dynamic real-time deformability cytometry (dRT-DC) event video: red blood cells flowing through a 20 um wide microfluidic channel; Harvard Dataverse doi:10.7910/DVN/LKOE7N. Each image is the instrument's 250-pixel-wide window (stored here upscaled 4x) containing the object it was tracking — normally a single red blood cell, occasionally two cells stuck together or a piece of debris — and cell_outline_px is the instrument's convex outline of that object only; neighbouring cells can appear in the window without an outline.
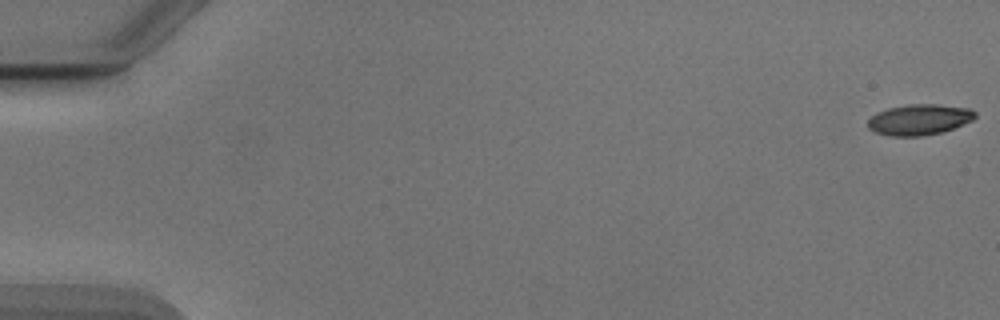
{"species": "Egyptian fruit bat (a non-hibernating species)", "species_latin": "Rousettus aegyptiacus", "temperature_condition": "cold", "stored_images_in_passage": 53, "camera_frame_rate_fps": 3000, "um_per_image_px": 0.085, "animal": {"sex": "male"}, "frame": {"image": 1, "passage_image": 1, "time_ms": 0.0, "image_size_px": [1000, 320], "cell_outline_px": [[976, 116], [972, 120], [964, 124], [944, 132], [920, 136], [892, 136], [876, 132], [868, 128], [868, 120], [876, 112], [888, 108], [908, 104], [936, 104], [972, 108], [976, 112]], "centroid_in_image_um": [78.17, 10.16], "position_along_channel_um": 6.8, "area_um2": 19.36}}
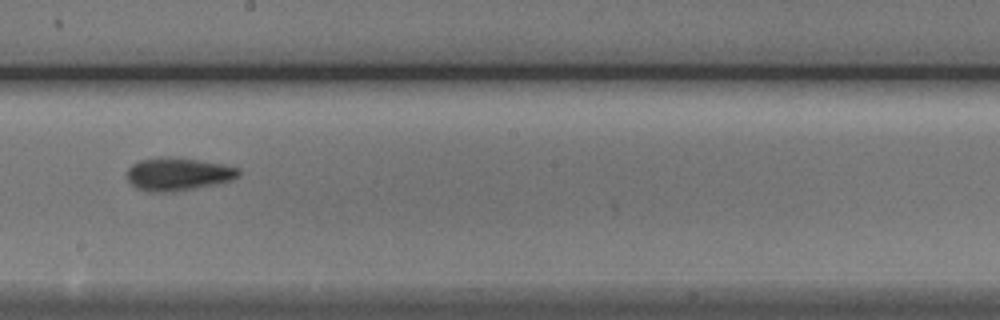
{"frame": {"image": 2, "passage_image": 31, "time_ms": 10.0, "image_size_px": [1000, 320], "cell_outline_px": [[240, 176], [232, 180], [220, 184], [172, 192], [148, 192], [136, 188], [128, 180], [128, 168], [132, 164], [140, 160], [168, 156], [224, 164], [240, 168]], "centroid_in_image_um": [15.17, 14.81], "position_along_channel_um": 233.0, "area_um2": 21.62}}
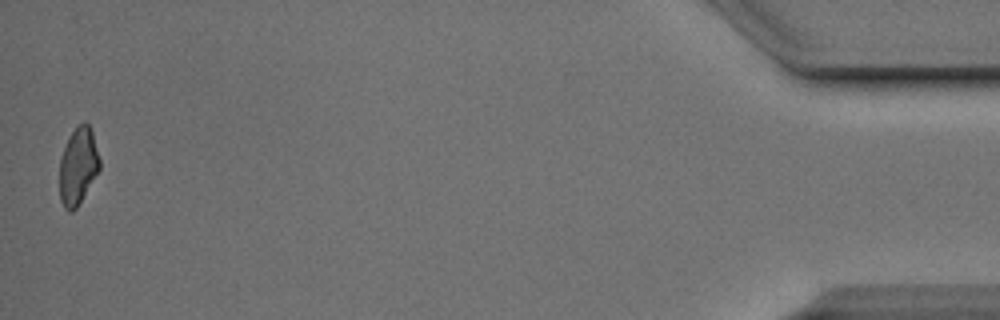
{"frame": {"image": 3, "passage_image": 53, "time_ms": 17.333, "image_size_px": [1000, 320], "cell_outline_px": [[100, 168], [76, 208], [72, 212], [68, 212], [64, 208], [60, 200], [60, 160], [68, 136], [84, 120], [88, 124], [92, 132], [100, 160]], "centroid_in_image_um": [6.62, 14.13], "position_along_channel_um": 428.6, "area_um2": 17.74}, "authors_computed_cell_mechanics": {"area_um2": 19.7676, "velocity_mm_per_s": 3.9005, "shape_relaxation_time_tau1_ms": 7.5324, "shape_relaxation_time_tau2_ms": 6.1614, "deformation_change_tau1": 0.1605, "deformation_change_tau2": 0.1186}}